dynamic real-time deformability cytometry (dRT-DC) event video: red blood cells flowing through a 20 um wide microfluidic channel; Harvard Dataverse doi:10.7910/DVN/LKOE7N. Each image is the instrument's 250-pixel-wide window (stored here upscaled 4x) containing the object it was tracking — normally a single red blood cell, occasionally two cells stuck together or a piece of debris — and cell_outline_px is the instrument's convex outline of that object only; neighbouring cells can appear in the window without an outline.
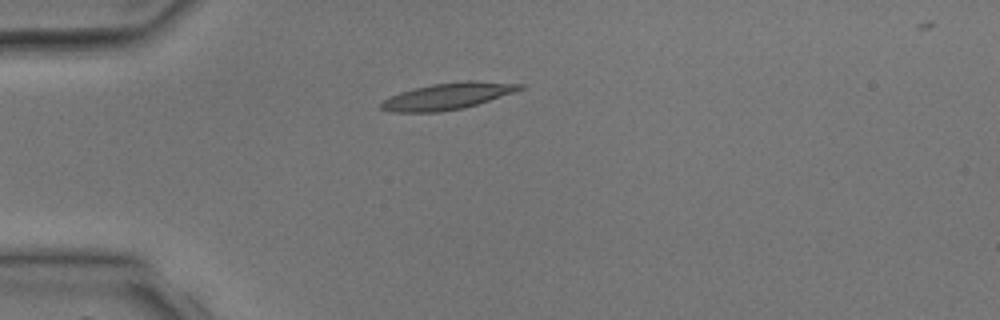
{"species": "common noctule bat (a hibernating species)", "species_latin": "Nyctalus noctula", "temperature_condition": "room temperature", "stored_images_in_passage": 2, "camera_frame_rate_fps": 3000, "um_per_image_px": 0.085, "animal": {"sex": "male", "body_mass_g": 17.9, "forearm_length_mm": 54.2}, "frame": {"image": 1, "passage_image": 1, "time_ms": 0.0, "image_size_px": [1000, 320], "cell_outline_px": [[524, 88], [464, 108], [440, 112], [392, 112], [380, 108], [380, 104], [384, 100], [400, 92], [432, 84], [464, 80], [476, 80], [524, 84]], "centroid_in_image_um": [38.04, 8.16], "position_along_channel_um": 47.0, "area_um2": 21.21}}
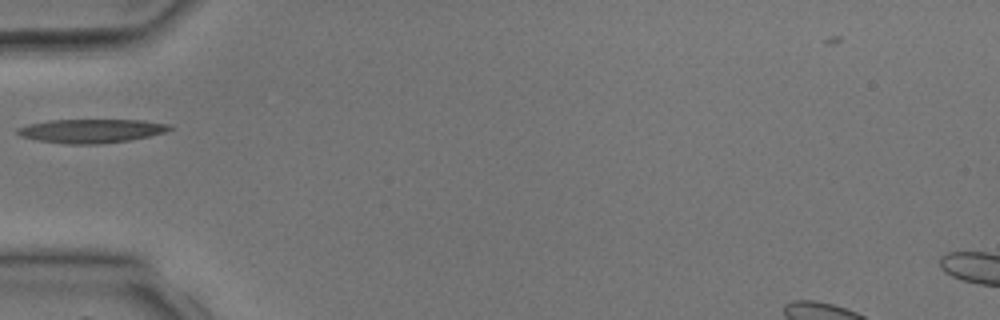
{"frame": {"image": 2, "passage_image": 2, "time_ms": 1.0, "image_size_px": [1000, 320], "cell_outline_px": [[176, 128], [164, 132], [148, 136], [128, 140], [100, 144], [68, 144], [36, 140], [20, 136], [16, 132], [16, 128], [28, 124], [52, 120], [140, 120], [172, 124]], "centroid_in_image_um": [7.77, 11.12], "position_along_channel_um": 77.2, "area_um2": 21.15}}